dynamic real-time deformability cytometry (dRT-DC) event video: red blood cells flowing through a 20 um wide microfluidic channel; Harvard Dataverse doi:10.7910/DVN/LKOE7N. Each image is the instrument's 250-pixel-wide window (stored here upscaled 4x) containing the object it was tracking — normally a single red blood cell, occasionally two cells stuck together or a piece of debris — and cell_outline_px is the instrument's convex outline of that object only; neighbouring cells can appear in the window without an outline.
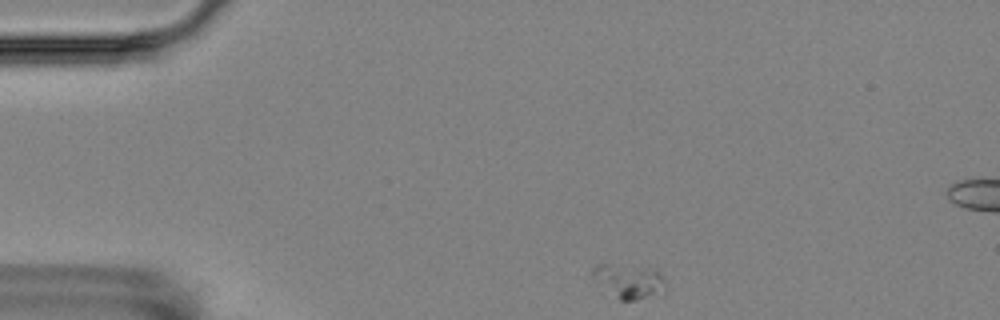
{"species": "Egyptian fruit bat (a non-hibernating species)", "species_latin": "Rousettus aegyptiacus", "temperature_condition": "room temperature", "stored_images_in_passage": 5, "camera_frame_rate_fps": 3000, "um_per_image_px": 0.085, "animal": {"sex": "female"}, "frame": {"image": 1, "passage_image": 1, "time_ms": 0.0, "image_size_px": [1000, 320], "cell_outline_px": [[664, 292], [636, 300], [620, 300], [592, 276], [592, 268], [596, 264], [604, 264], [644, 268], [660, 272], [664, 280]], "centroid_in_image_um": [53.47, 23.9], "position_along_channel_um": 31.5, "area_um2": 13.81}}
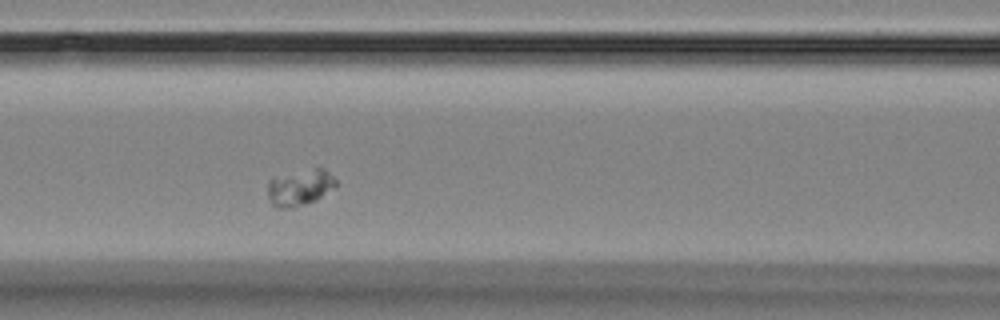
{"frame": {"image": 2, "passage_image": 5, "time_ms": 4.667, "image_size_px": [1000, 320], "cell_outline_px": [[336, 188], [316, 200], [292, 208], [276, 208], [268, 200], [268, 180], [272, 176], [316, 164], [324, 168], [336, 180]], "centroid_in_image_um": [25.48, 15.86], "position_along_channel_um": 141.1, "area_um2": 15.37}}